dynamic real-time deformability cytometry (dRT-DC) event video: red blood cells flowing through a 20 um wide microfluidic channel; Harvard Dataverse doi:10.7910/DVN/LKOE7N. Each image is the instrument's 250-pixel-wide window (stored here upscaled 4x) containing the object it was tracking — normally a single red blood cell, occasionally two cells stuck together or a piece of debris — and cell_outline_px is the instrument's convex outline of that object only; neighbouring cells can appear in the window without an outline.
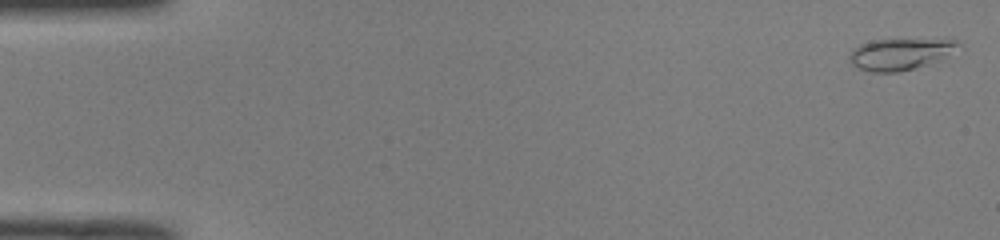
{"species": "common noctule bat (a hibernating species)", "species_latin": "Nyctalus noctula", "temperature_condition": "room temperature", "stored_images_in_passage": 10, "camera_frame_rate_fps": 3000, "um_per_image_px": 0.085, "animal": {"sex": "male", "body_mass_g": 19.0, "forearm_length_mm": 50.8}, "frame": {"image": 1, "passage_image": 1, "time_ms": 0.0, "image_size_px": [1000, 240], "cell_outline_px": [[964, 48], [916, 68], [900, 72], [872, 72], [860, 68], [852, 64], [848, 56], [860, 44], [876, 40], [956, 40], [964, 44]], "centroid_in_image_um": [76.58, 4.6], "position_along_channel_um": 8.4, "area_um2": 19.65}}